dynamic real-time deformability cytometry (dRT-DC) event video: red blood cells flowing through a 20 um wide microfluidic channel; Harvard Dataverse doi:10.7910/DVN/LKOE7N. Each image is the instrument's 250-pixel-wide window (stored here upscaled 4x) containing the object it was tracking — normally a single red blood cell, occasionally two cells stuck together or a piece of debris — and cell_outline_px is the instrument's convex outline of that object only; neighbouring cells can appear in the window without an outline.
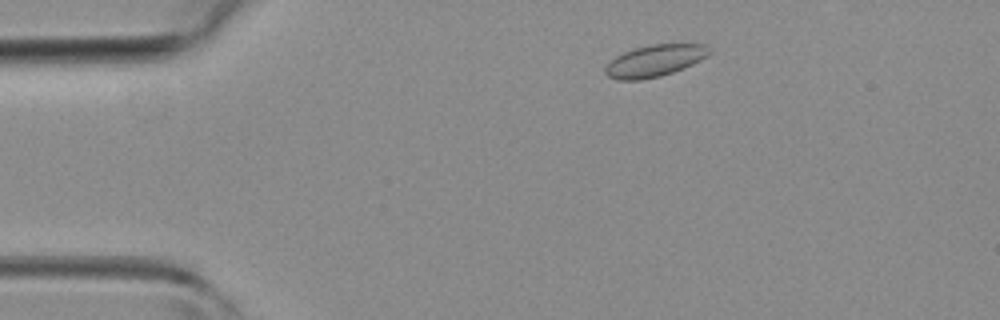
{"species": "common noctule bat (a hibernating species)", "species_latin": "Nyctalus noctula", "temperature_condition": "room temperature", "stored_images_in_passage": 41, "camera_frame_rate_fps": 3000, "um_per_image_px": 0.085, "animal": {"sex": "female", "body_mass_g": 19.3, "forearm_length_mm": 54.1}, "frame": {"image": 1, "passage_image": 4, "time_ms": 1.0, "image_size_px": [1000, 320], "cell_outline_px": [[712, 52], [708, 56], [692, 64], [672, 72], [660, 76], [640, 80], [620, 80], [608, 76], [604, 72], [604, 68], [616, 56], [624, 52], [636, 48], [652, 44], [704, 44]], "centroid_in_image_um": [55.65, 5.16], "position_along_channel_um": 29.3, "area_um2": 19.02}}
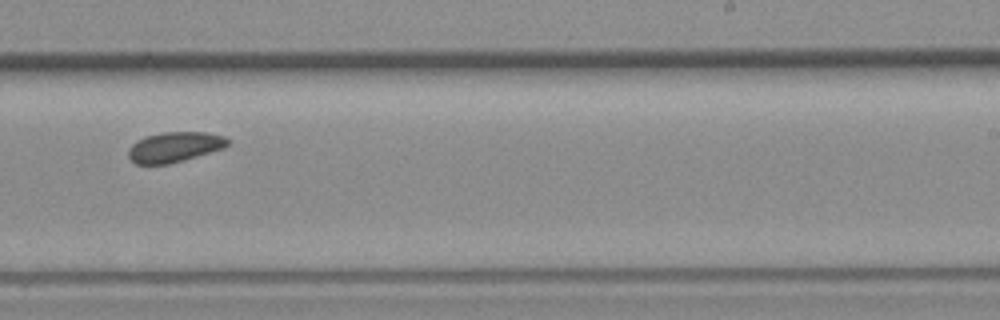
{"frame": {"image": 2, "passage_image": 24, "time_ms": 7.667, "image_size_px": [1000, 320], "cell_outline_px": [[232, 140], [224, 148], [184, 160], [168, 164], [136, 164], [128, 156], [128, 148], [136, 140], [144, 136], [164, 132], [208, 132], [224, 136]], "centroid_in_image_um": [14.84, 12.48], "position_along_channel_um": 274.2, "area_um2": 17.63}}
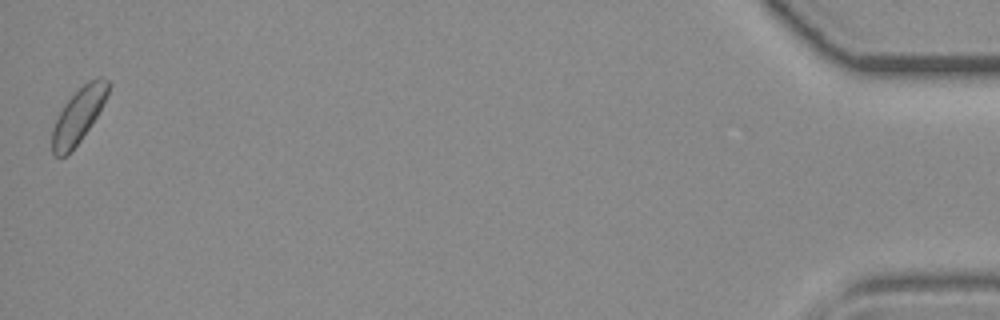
{"frame": {"image": 3, "passage_image": 41, "time_ms": 13.333, "image_size_px": [1000, 320], "cell_outline_px": [[112, 84], [96, 116], [80, 140], [64, 156], [56, 156], [52, 152], [52, 128], [64, 104], [88, 80], [100, 76], [104, 76]], "centroid_in_image_um": [6.68, 9.76], "position_along_channel_um": 428.5, "area_um2": 17.34}}